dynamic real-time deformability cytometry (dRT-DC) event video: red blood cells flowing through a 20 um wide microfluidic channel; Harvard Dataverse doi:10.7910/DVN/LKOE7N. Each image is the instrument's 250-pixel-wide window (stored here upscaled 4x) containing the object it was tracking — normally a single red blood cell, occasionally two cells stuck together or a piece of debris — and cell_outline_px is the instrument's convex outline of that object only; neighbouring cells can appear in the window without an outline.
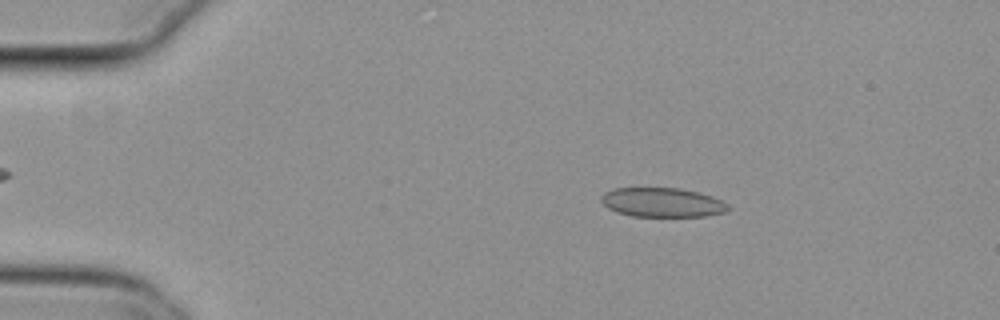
{"species": "common noctule bat (a hibernating species)", "species_latin": "Nyctalus noctula", "temperature_condition": "cold", "stored_images_in_passage": 18, "camera_frame_rate_fps": 3000, "um_per_image_px": 0.085, "animal": {"sex": "female", "body_mass_g": 29.2, "forearm_length_mm": 56.3}, "frame": {"image": 1, "passage_image": 10, "time_ms": 3.0, "image_size_px": [1000, 320], "cell_outline_px": [[732, 208], [724, 212], [704, 216], [632, 216], [616, 212], [608, 208], [600, 200], [600, 196], [604, 192], [612, 188], [680, 188], [712, 196], [728, 204]], "centroid_in_image_um": [56.26, 17.2], "position_along_channel_um": 28.7, "area_um2": 21.68}}
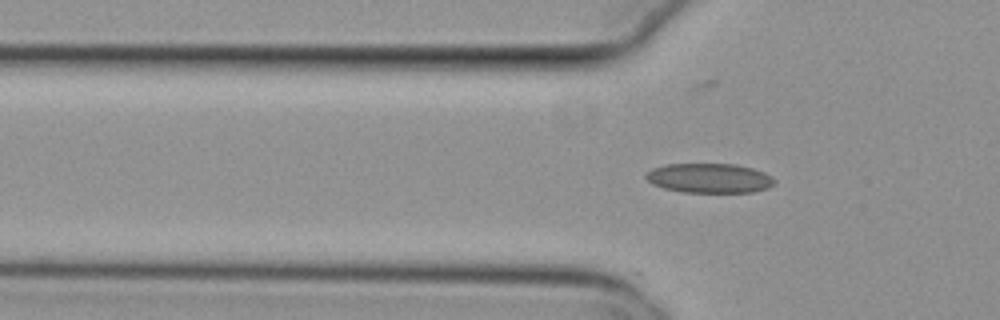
{"frame": {"image": 2, "passage_image": 18, "time_ms": 5.667, "image_size_px": [1000, 320], "cell_outline_px": [[776, 180], [768, 188], [752, 192], [684, 192], [664, 188], [652, 184], [644, 176], [652, 168], [664, 164], [736, 164], [752, 168], [764, 172], [772, 176]], "centroid_in_image_um": [60.3, 15.13], "position_along_channel_um": 65.5, "area_um2": 22.14}}